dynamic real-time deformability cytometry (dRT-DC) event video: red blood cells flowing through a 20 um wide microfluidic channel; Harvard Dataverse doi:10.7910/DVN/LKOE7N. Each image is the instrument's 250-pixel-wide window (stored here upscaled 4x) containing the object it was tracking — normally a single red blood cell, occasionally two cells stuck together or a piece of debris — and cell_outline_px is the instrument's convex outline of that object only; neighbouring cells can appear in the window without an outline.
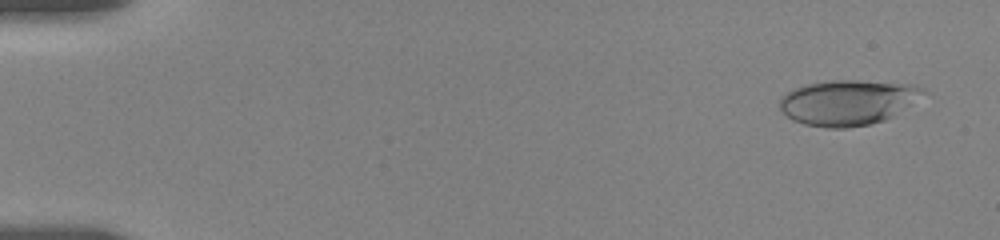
{"species": "human", "species_latin": "Homo sapiens", "temperature_condition": "room temperature", "stored_images_in_passage": 18, "camera_frame_rate_fps": 3000, "um_per_image_px": 0.085, "donor": {"sex": "female"}, "frame": {"image": 1, "passage_image": 2, "time_ms": 0.667, "image_size_px": [1000, 240], "cell_outline_px": [[924, 92], [892, 116], [884, 120], [868, 124], [848, 128], [828, 128], [804, 124], [792, 120], [780, 108], [780, 96], [796, 88], [808, 84], [832, 80], [856, 80], [912, 84], [924, 88]], "centroid_in_image_um": [72.0, 8.7], "position_along_channel_um": 13.0, "area_um2": 37.17}}
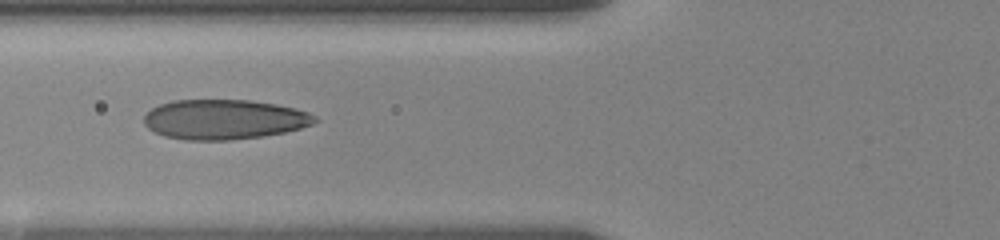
{"frame": {"image": 2, "passage_image": 13, "time_ms": 7.0, "image_size_px": [1000, 240], "cell_outline_px": [[320, 120], [312, 124], [300, 128], [284, 132], [264, 136], [228, 140], [184, 140], [164, 136], [148, 128], [144, 124], [144, 116], [152, 108], [160, 104], [172, 100], [248, 100], [276, 104], [296, 108], [308, 112], [316, 116]], "centroid_in_image_um": [19.06, 10.15], "position_along_channel_um": 106.7, "area_um2": 39.77}}
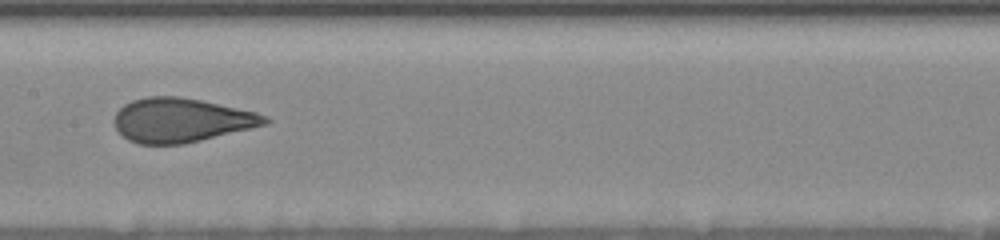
{"frame": {"image": 3, "passage_image": 17, "time_ms": 9.333, "image_size_px": [1000, 240], "cell_outline_px": [[272, 120], [268, 124], [252, 128], [184, 144], [140, 144], [128, 140], [116, 128], [116, 112], [124, 104], [132, 100], [148, 96], [176, 96], [200, 100], [256, 112], [268, 116]], "centroid_in_image_um": [15.44, 10.21], "position_along_channel_um": 192.0, "area_um2": 38.55}}